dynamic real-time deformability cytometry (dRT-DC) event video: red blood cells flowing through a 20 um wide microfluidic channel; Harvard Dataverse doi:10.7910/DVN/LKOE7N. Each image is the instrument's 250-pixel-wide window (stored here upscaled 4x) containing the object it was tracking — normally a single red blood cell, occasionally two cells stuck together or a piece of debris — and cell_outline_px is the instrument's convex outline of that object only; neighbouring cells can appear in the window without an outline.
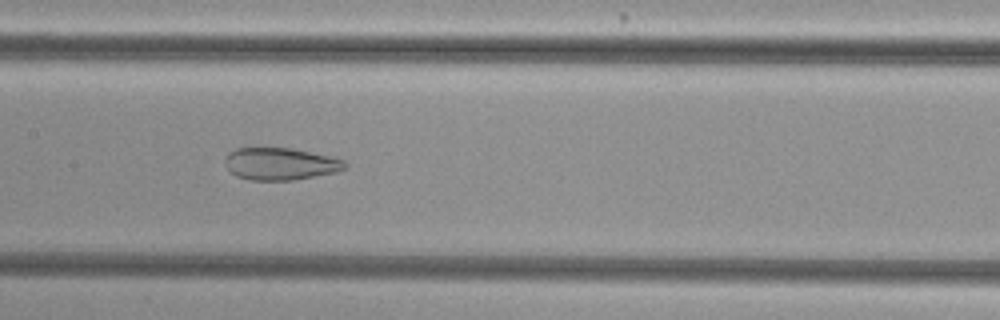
{"species": "common noctule bat (a hibernating species)", "species_latin": "Nyctalus noctula", "temperature_condition": "cold", "stored_images_in_passage": 34, "camera_frame_rate_fps": 3000, "um_per_image_px": 0.085, "animal": {"sex": "female", "body_mass_g": 29.2, "forearm_length_mm": 56.3}, "frame": {"image": 1, "passage_image": 11, "time_ms": 3.333, "image_size_px": [1000, 320], "cell_outline_px": [[348, 168], [336, 172], [292, 180], [248, 180], [236, 176], [224, 164], [224, 160], [228, 152], [236, 148], [292, 148], [328, 156], [344, 160], [348, 164]], "centroid_in_image_um": [23.82, 13.93], "position_along_channel_um": 183.6, "area_um2": 22.54}}
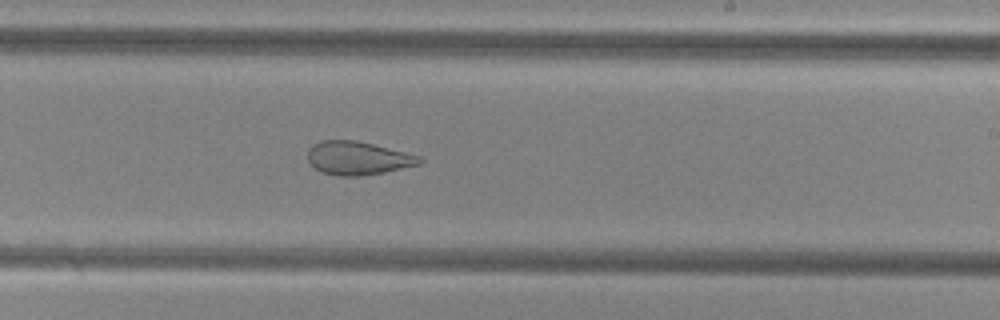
{"frame": {"image": 2, "passage_image": 17, "time_ms": 5.333, "image_size_px": [1000, 320], "cell_outline_px": [[424, 160], [420, 164], [384, 172], [360, 176], [336, 176], [324, 172], [316, 168], [308, 160], [308, 148], [312, 144], [320, 140], [356, 140], [420, 156]], "centroid_in_image_um": [30.4, 13.43], "position_along_channel_um": 258.6, "area_um2": 21.62}}
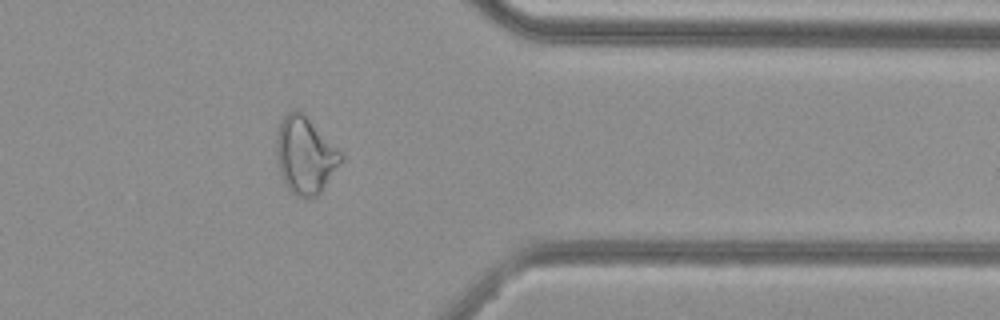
{"frame": {"image": 3, "passage_image": 28, "time_ms": 9.0, "image_size_px": [1000, 320], "cell_outline_px": [[344, 160], [320, 192], [312, 200], [308, 200], [296, 196], [284, 184], [280, 172], [276, 156], [276, 136], [280, 120], [292, 108], [300, 108], [344, 152]], "centroid_in_image_um": [25.96, 13.16], "position_along_channel_um": 385.4, "area_um2": 30.0}}